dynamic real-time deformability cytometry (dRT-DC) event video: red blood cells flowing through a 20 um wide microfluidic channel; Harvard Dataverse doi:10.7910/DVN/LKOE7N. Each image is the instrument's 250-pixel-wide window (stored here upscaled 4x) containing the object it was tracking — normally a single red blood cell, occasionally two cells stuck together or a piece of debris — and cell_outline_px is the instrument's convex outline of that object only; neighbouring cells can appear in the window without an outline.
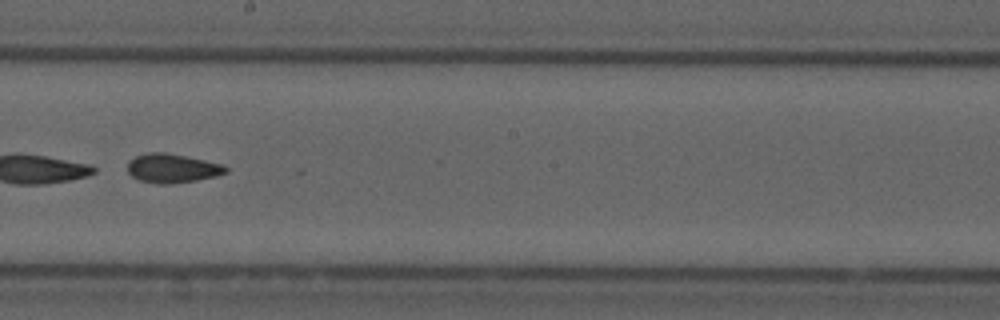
{"species": "common noctule bat (a hibernating species)", "species_latin": "Nyctalus noctula", "temperature_condition": "cold", "stored_images_in_passage": 51, "segment_of_instrument_passage": [2, 2], "camera_frame_rate_fps": 3000, "um_per_image_px": 0.085, "animal": {"sex": "male", "forearm_length_mm": 52.5}, "frame": {"image": 1, "passage_image": 28, "time_ms": 9.0, "image_size_px": [1000, 320], "cell_outline_px": [[228, 172], [216, 176], [196, 180], [168, 184], [156, 184], [140, 180], [132, 176], [128, 172], [128, 164], [136, 156], [148, 152], [164, 152], [204, 160], [220, 164], [228, 168]], "centroid_in_image_um": [14.64, 14.31], "position_along_channel_um": 233.6, "area_um2": 16.36}}